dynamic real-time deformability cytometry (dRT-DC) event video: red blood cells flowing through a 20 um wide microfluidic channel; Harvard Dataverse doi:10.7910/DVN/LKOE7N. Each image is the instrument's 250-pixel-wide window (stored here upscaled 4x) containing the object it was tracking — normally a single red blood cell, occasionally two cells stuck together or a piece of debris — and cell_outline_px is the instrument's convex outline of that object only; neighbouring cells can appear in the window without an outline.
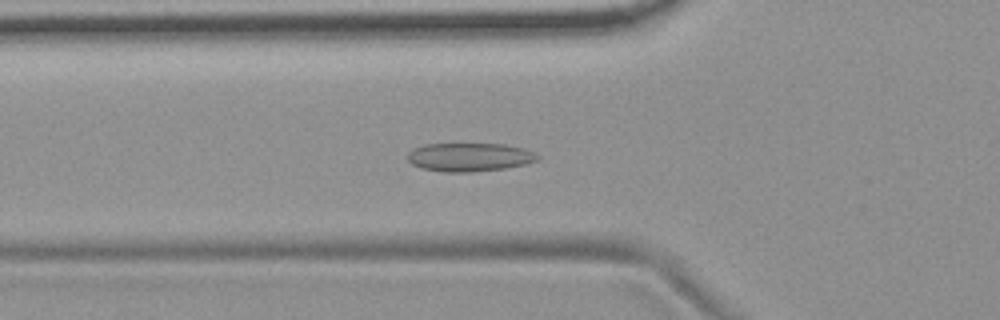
{"species": "common noctule bat (a hibernating species)", "species_latin": "Nyctalus noctula", "temperature_condition": "room temperature", "stored_images_in_passage": 55, "camera_frame_rate_fps": 3000, "um_per_image_px": 0.085, "animal": {"sex": "female", "body_mass_g": 19.9}, "frame": {"image": 1, "passage_image": 18, "time_ms": 5.667, "image_size_px": [1000, 320], "cell_outline_px": [[540, 156], [536, 160], [524, 164], [504, 168], [472, 172], [444, 172], [420, 168], [412, 164], [408, 160], [408, 152], [412, 148], [424, 144], [504, 144], [524, 148], [536, 152]], "centroid_in_image_um": [39.88, 13.35], "position_along_channel_um": 85.9, "area_um2": 21.68}}
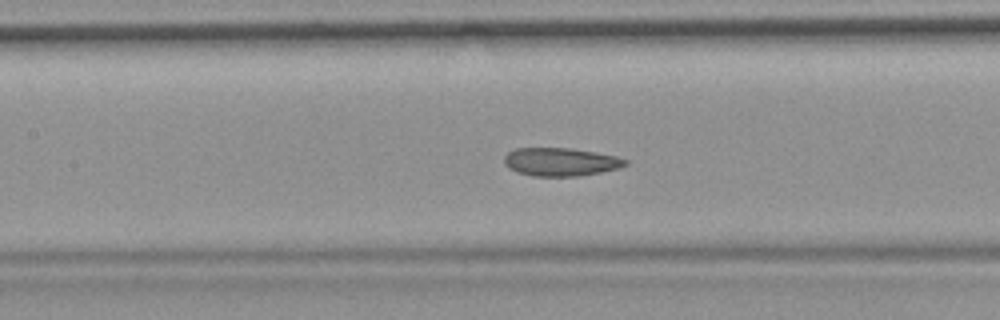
{"frame": {"image": 2, "passage_image": 24, "time_ms": 7.667, "image_size_px": [1000, 320], "cell_outline_px": [[628, 164], [620, 168], [600, 172], [576, 176], [532, 176], [516, 172], [508, 168], [504, 164], [504, 156], [508, 152], [516, 148], [572, 148], [596, 152], [616, 156], [628, 160]], "centroid_in_image_um": [47.64, 13.76], "position_along_channel_um": 159.8, "area_um2": 20.06}}
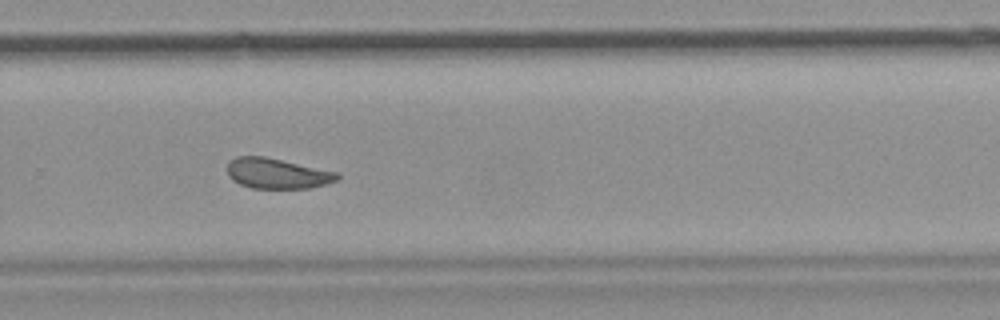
{"frame": {"image": 3, "passage_image": 36, "time_ms": 11.667, "image_size_px": [1000, 320], "cell_outline_px": [[340, 176], [336, 180], [324, 184], [308, 188], [252, 188], [240, 184], [232, 180], [228, 176], [228, 164], [236, 156], [264, 156], [340, 172]], "centroid_in_image_um": [23.57, 14.74], "position_along_channel_um": 306.2, "area_um2": 19.42}, "authors_computed_cell_mechanics": {"area_um2": 20.7502, "velocity_mm_per_s": 3.6762, "shape_relaxation_time_tau1_ms": null, "shape_relaxation_time_tau2_ms": 1.872, "deformation_change_tau1": null, "deformation_change_tau2": 0.0784}}